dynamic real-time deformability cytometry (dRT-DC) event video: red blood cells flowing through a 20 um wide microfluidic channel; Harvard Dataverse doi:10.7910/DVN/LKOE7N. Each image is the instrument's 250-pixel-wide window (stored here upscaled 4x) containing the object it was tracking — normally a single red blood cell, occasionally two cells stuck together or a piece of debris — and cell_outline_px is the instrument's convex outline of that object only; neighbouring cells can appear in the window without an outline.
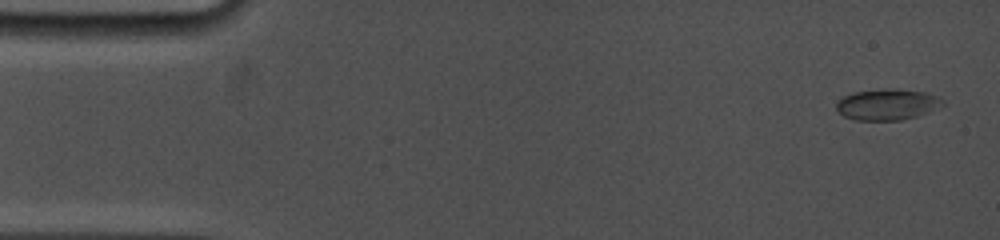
{"species": "common noctule bat (a hibernating species)", "species_latin": "Nyctalus noctula", "temperature_condition": "cold", "stored_images_in_passage": 11, "camera_frame_rate_fps": 5000, "um_per_image_px": 0.085, "animal": {"sex": "female", "body_mass_g": 19.0, "forearm_length_mm": 53.3}, "frame": {"image": 1, "passage_image": 1, "time_ms": 0.0, "image_size_px": [1000, 240], "cell_outline_px": [[944, 104], [928, 112], [916, 116], [900, 120], [856, 120], [844, 116], [836, 108], [836, 100], [844, 96], [856, 92], [888, 88], [924, 92], [936, 96], [944, 100]], "centroid_in_image_um": [75.4, 8.88], "position_along_channel_um": 9.6, "area_um2": 19.02}}
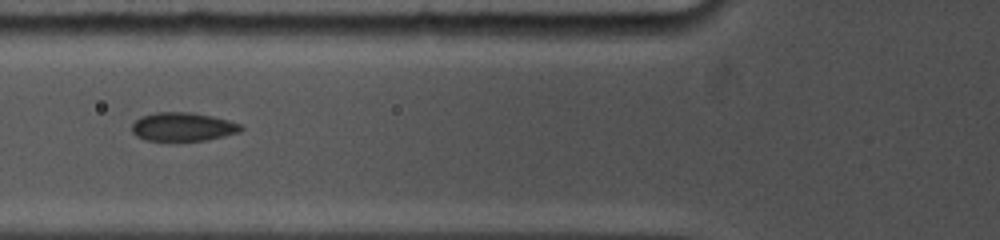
{"frame": {"image": 2, "passage_image": 7, "time_ms": 5.8, "image_size_px": [1000, 240], "cell_outline_px": [[244, 128], [240, 132], [224, 136], [204, 140], [148, 140], [136, 136], [132, 132], [132, 124], [140, 116], [156, 112], [192, 112], [212, 116], [228, 120], [240, 124]], "centroid_in_image_um": [15.54, 10.76], "position_along_channel_um": 110.3, "area_um2": 18.09}}
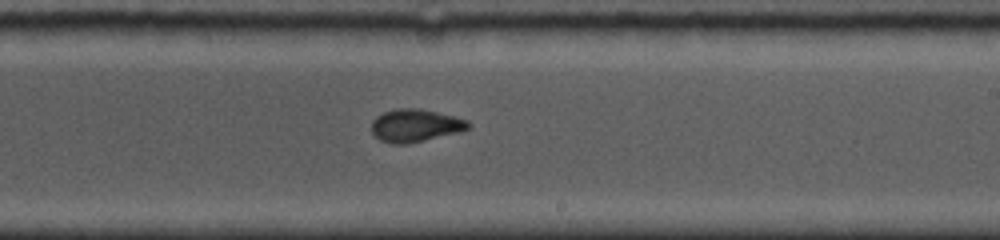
{"frame": {"image": 3, "passage_image": 11, "time_ms": 9.6, "image_size_px": [1000, 240], "cell_outline_px": [[472, 124], [468, 128], [456, 132], [424, 140], [404, 144], [392, 144], [380, 140], [372, 132], [372, 120], [376, 116], [384, 112], [396, 108], [420, 108], [468, 120]], "centroid_in_image_um": [35.26, 10.65], "position_along_channel_um": 253.7, "area_um2": 18.21}}